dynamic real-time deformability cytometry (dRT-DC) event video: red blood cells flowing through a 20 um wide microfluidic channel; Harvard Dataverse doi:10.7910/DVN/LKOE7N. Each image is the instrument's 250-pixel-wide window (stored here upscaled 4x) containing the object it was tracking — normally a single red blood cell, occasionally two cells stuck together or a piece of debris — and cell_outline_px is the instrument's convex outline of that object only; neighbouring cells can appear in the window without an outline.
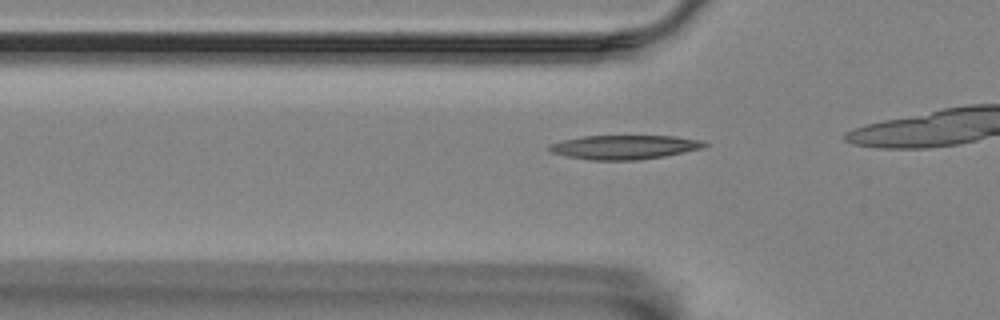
{"species": "Egyptian fruit bat (a non-hibernating species)", "species_latin": "Rousettus aegyptiacus", "temperature_condition": "room temperature", "stored_images_in_passage": 18, "camera_frame_rate_fps": 3000, "um_per_image_px": 0.085, "animal": {"sex": "female"}, "frame": {"image": 1, "passage_image": 13, "time_ms": 4.0, "image_size_px": [1000, 320], "cell_outline_px": [[708, 144], [704, 148], [664, 156], [636, 160], [592, 160], [568, 156], [552, 152], [548, 148], [548, 144], [560, 140], [580, 136], [676, 136], [700, 140]], "centroid_in_image_um": [53.06, 12.5], "position_along_channel_um": 72.7, "area_um2": 21.79}}